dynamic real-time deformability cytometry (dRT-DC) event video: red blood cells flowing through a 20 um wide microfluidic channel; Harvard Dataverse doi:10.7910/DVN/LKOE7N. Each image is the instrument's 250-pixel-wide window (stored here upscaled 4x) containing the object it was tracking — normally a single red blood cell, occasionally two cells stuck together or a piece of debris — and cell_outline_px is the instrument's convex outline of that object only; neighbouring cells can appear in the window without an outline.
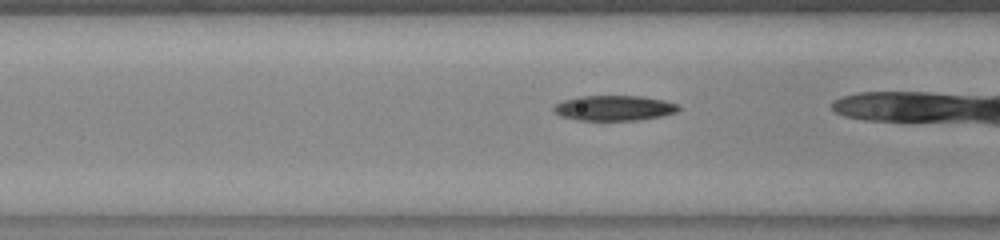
{"species": "common noctule bat (a hibernating species)", "species_latin": "Nyctalus noctula", "temperature_condition": "warm", "stored_images_in_passage": 33, "camera_frame_rate_fps": 3000, "um_per_image_px": 0.085, "animal": {"sex": "female", "body_mass_g": 23.0, "forearm_length_mm": 53.4}, "frame": {"image": 1, "passage_image": 15, "time_ms": 4.667, "image_size_px": [1000, 240], "cell_outline_px": [[680, 108], [676, 112], [664, 116], [640, 120], [576, 120], [560, 116], [552, 112], [552, 108], [556, 104], [564, 100], [580, 96], [640, 96], [664, 100], [680, 104]], "centroid_in_image_um": [52.21, 9.19], "position_along_channel_um": 114.4, "area_um2": 18.55}}
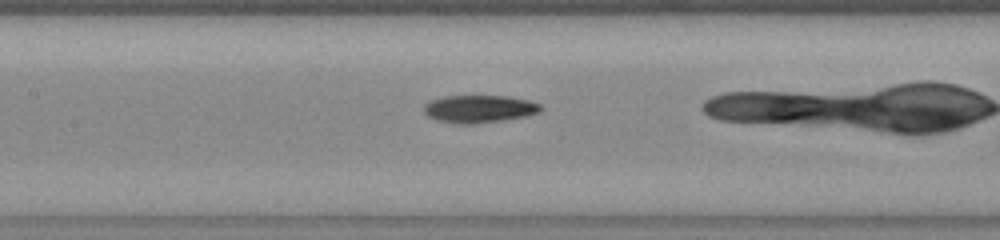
{"frame": {"image": 2, "passage_image": 19, "time_ms": 6.0, "image_size_px": [1000, 240], "cell_outline_px": [[544, 108], [540, 112], [524, 116], [500, 120], [468, 124], [464, 124], [440, 120], [428, 116], [424, 112], [424, 104], [432, 100], [444, 96], [508, 96], [528, 100], [540, 104]], "centroid_in_image_um": [40.76, 9.23], "position_along_channel_um": 166.6, "area_um2": 18.44}}
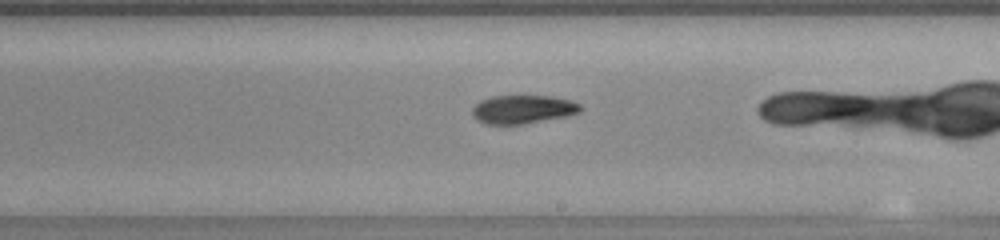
{"frame": {"image": 3, "passage_image": 25, "time_ms": 8.0, "image_size_px": [1000, 240], "cell_outline_px": [[584, 108], [580, 112], [564, 116], [524, 124], [484, 124], [476, 120], [472, 116], [472, 108], [480, 100], [492, 96], [552, 96], [568, 100], [580, 104]], "centroid_in_image_um": [44.41, 9.29], "position_along_channel_um": 244.6, "area_um2": 17.98}}